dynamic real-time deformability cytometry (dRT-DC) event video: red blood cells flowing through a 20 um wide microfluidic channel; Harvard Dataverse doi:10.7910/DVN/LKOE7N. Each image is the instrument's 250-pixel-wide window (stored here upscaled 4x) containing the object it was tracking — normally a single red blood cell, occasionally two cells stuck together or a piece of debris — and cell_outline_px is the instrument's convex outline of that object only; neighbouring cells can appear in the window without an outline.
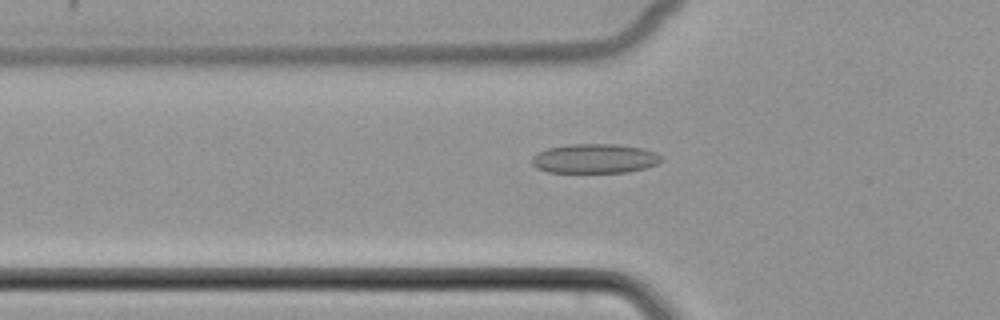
{"species": "common noctule bat (a hibernating species)", "species_latin": "Nyctalus noctula", "temperature_condition": "cold", "stored_images_in_passage": 52, "camera_frame_rate_fps": 3000, "um_per_image_px": 0.085, "animal": {"sex": "female", "body_mass_g": 22.7, "forearm_length_mm": 54.2}, "frame": {"image": 1, "passage_image": 18, "time_ms": 5.667, "image_size_px": [1000, 320], "cell_outline_px": [[664, 160], [656, 164], [644, 168], [628, 172], [548, 172], [536, 168], [532, 164], [532, 156], [548, 148], [568, 144], [616, 144], [640, 148], [656, 152]], "centroid_in_image_um": [50.54, 13.48], "position_along_channel_um": 75.3, "area_um2": 22.08}}
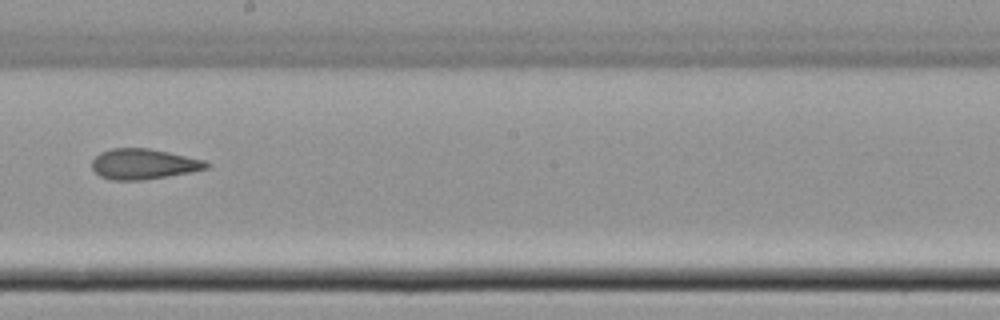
{"frame": {"image": 2, "passage_image": 30, "time_ms": 9.667, "image_size_px": [1000, 320], "cell_outline_px": [[212, 164], [208, 168], [192, 172], [144, 180], [112, 180], [100, 176], [92, 168], [92, 160], [100, 152], [112, 148], [148, 148], [168, 152], [204, 160]], "centroid_in_image_um": [12.21, 13.94], "position_along_channel_um": 236.0, "area_um2": 20.35}}
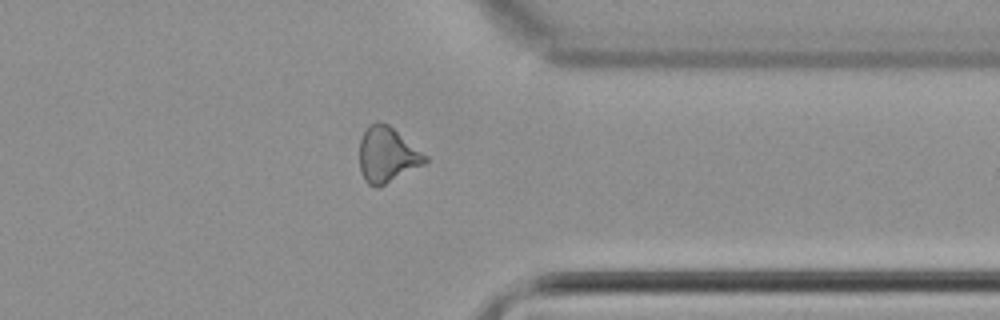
{"frame": {"image": 3, "passage_image": 41, "time_ms": 13.333, "image_size_px": [1000, 320], "cell_outline_px": [[428, 160], [424, 164], [376, 188], [368, 184], [364, 180], [360, 172], [360, 140], [368, 124], [376, 120], [388, 124], [428, 156]], "centroid_in_image_um": [32.89, 13.14], "position_along_channel_um": 378.5, "area_um2": 21.1}}